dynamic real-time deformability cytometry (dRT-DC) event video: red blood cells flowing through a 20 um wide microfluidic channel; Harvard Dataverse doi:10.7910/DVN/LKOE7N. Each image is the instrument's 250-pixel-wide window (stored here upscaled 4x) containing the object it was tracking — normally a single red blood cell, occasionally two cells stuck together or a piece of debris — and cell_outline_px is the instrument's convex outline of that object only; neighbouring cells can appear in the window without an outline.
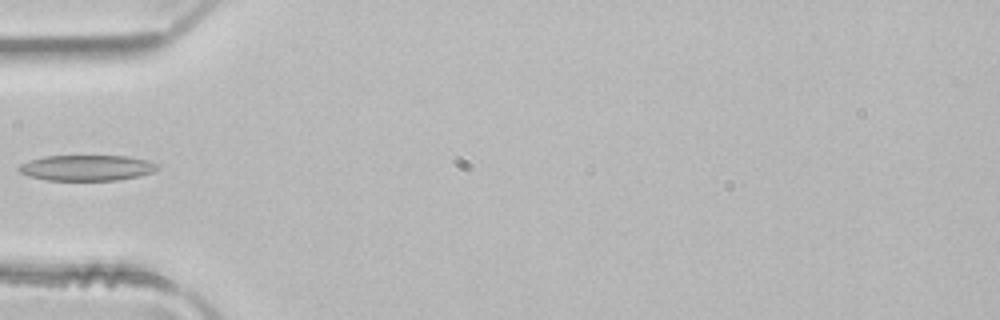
{"species": "common noctule bat (a hibernating species)", "species_latin": "Nyctalus noctula", "temperature_condition": "room temperature", "stored_images_in_passage": 10, "camera_frame_rate_fps": 3000, "um_per_image_px": 0.085, "animal": {"sex": "male", "body_mass_g": 21.5, "forearm_length_mm": 52.0}, "frame": {"image": 1, "passage_image": 1, "time_ms": 0.0, "image_size_px": [1000, 320], "cell_outline_px": [[160, 164], [152, 172], [140, 176], [116, 180], [48, 180], [28, 176], [20, 172], [16, 168], [20, 164], [28, 160], [44, 156], [128, 156], [148, 160]], "centroid_in_image_um": [7.36, 14.26], "position_along_channel_um": 77.6, "area_um2": 20.81}}